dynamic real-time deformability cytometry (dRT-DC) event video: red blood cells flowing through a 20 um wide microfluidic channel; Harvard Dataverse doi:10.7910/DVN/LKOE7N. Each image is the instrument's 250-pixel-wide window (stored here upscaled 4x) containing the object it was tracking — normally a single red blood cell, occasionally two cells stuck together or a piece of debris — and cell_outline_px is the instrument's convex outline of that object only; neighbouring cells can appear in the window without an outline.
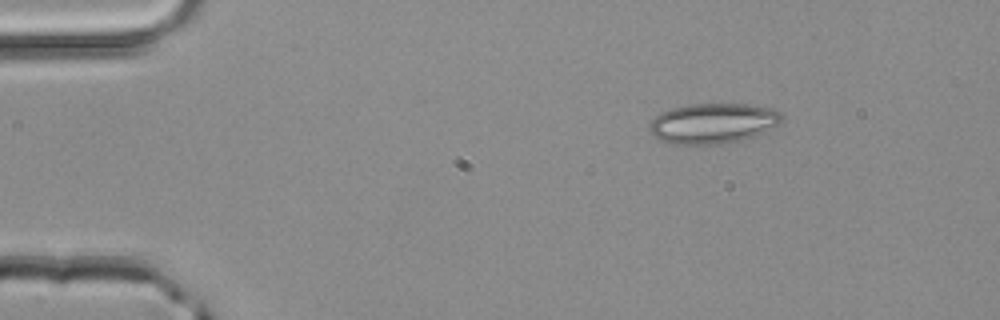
{"species": "common noctule bat (a hibernating species)", "species_latin": "Nyctalus noctula", "temperature_condition": "room temperature", "stored_images_in_passage": 3, "camera_frame_rate_fps": 3000, "um_per_image_px": 0.085, "animal": {"sex": "male", "body_mass_g": 20.4}, "frame": {"image": 1, "passage_image": 1, "time_ms": 0.0, "image_size_px": [1000, 320], "cell_outline_px": [[784, 120], [752, 136], [740, 140], [720, 144], [676, 144], [660, 140], [648, 128], [648, 124], [660, 112], [672, 108], [688, 104], [748, 104], [772, 108], [780, 112], [784, 116]], "centroid_in_image_um": [60.58, 10.46], "position_along_channel_um": 24.4, "area_um2": 30.75}}
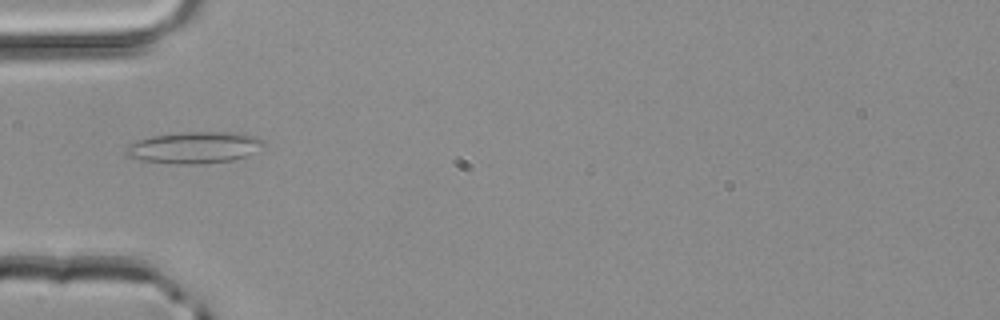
{"frame": {"image": 2, "passage_image": 3, "time_ms": 0.667, "image_size_px": [1000, 320], "cell_outline_px": [[268, 144], [264, 148], [248, 156], [232, 160], [196, 164], [176, 164], [140, 160], [124, 156], [124, 148], [128, 144], [152, 136], [184, 132], [240, 132], [256, 136], [264, 140]], "centroid_in_image_um": [16.57, 12.54], "position_along_channel_um": 68.4, "area_um2": 25.84}}